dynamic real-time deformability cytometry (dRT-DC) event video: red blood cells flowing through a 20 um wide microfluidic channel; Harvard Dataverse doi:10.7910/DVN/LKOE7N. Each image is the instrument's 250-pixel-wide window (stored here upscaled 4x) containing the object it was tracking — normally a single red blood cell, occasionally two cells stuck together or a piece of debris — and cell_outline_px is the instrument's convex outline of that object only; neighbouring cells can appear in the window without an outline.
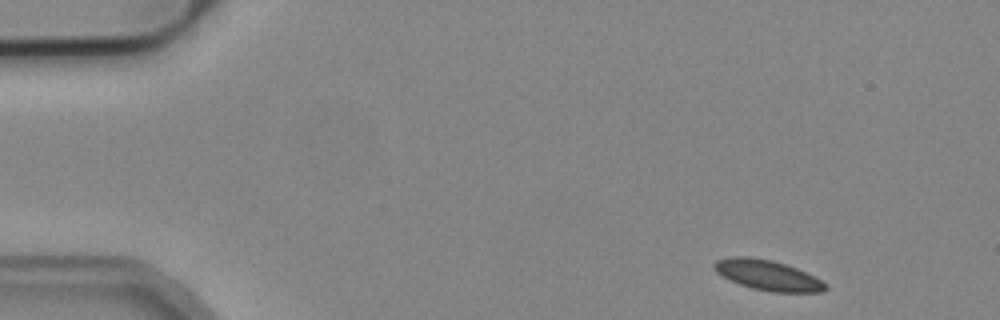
{"species": "common noctule bat (a hibernating species)", "species_latin": "Nyctalus noctula", "temperature_condition": "cold", "stored_images_in_passage": 4, "camera_frame_rate_fps": 3000, "um_per_image_px": 0.085, "animal": {"sex": "male", "body_mass_g": 19.2, "forearm_length_mm": 51.8}, "frame": {"image": 1, "passage_image": 1, "time_ms": 0.0, "image_size_px": [1000, 320], "cell_outline_px": [[828, 288], [824, 292], [772, 292], [752, 288], [740, 284], [716, 272], [712, 264], [716, 260], [732, 256], [748, 256], [772, 260], [796, 268], [828, 284]], "centroid_in_image_um": [65.25, 23.39], "position_along_channel_um": 19.7, "area_um2": 19.42}}
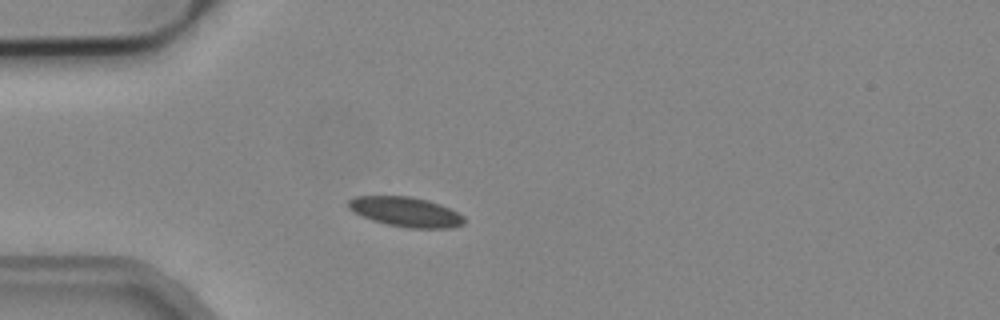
{"frame": {"image": 2, "passage_image": 3, "time_ms": 0.667, "image_size_px": [1000, 320], "cell_outline_px": [[464, 224], [452, 228], [408, 228], [388, 224], [372, 220], [348, 208], [348, 200], [356, 196], [408, 196], [428, 200], [440, 204], [464, 216]], "centroid_in_image_um": [34.51, 18.01], "position_along_channel_um": 50.5, "area_um2": 19.88}}